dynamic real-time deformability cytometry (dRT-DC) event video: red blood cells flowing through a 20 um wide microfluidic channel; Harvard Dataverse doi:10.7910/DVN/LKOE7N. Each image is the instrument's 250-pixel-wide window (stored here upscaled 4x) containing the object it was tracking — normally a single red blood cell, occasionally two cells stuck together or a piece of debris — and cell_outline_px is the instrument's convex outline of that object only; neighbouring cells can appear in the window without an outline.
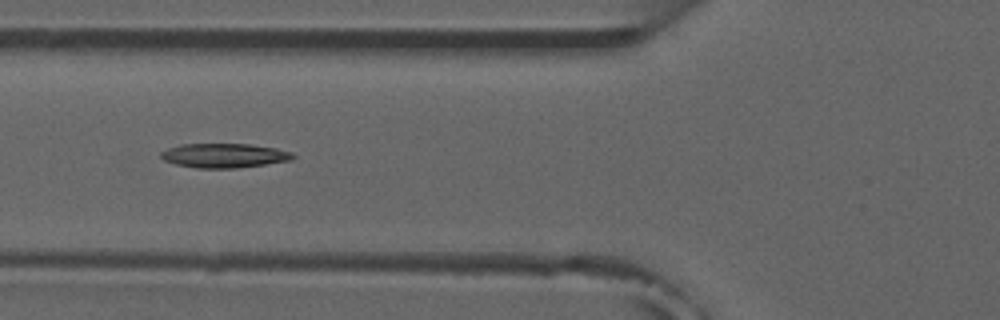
{"species": "common noctule bat (a hibernating species)", "species_latin": "Nyctalus noctula", "temperature_condition": "room temperature", "stored_images_in_passage": 8, "camera_frame_rate_fps": 3000, "um_per_image_px": 0.085, "animal": {"sex": "male", "forearm_length_mm": 52.5}, "frame": {"image": 1, "passage_image": 5, "time_ms": 5.333, "image_size_px": [1000, 320], "cell_outline_px": [[296, 156], [292, 160], [236, 168], [196, 168], [176, 164], [164, 160], [160, 156], [160, 152], [168, 148], [180, 144], [248, 144], [276, 148], [292, 152]], "centroid_in_image_um": [19.05, 13.22], "position_along_channel_um": 106.7, "area_um2": 18.67}}
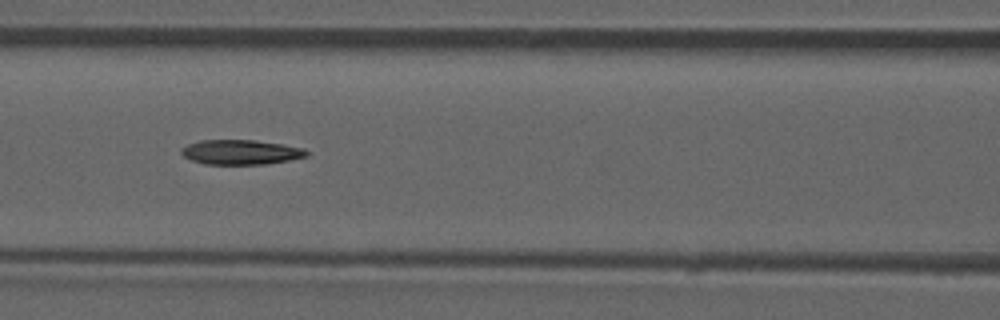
{"frame": {"image": 2, "passage_image": 6, "time_ms": 6.333, "image_size_px": [1000, 320], "cell_outline_px": [[308, 156], [288, 160], [264, 164], [204, 164], [192, 160], [184, 156], [180, 152], [180, 148], [188, 144], [200, 140], [256, 140], [304, 148], [308, 152]], "centroid_in_image_um": [20.44, 12.93], "position_along_channel_um": 146.2, "area_um2": 17.98}}